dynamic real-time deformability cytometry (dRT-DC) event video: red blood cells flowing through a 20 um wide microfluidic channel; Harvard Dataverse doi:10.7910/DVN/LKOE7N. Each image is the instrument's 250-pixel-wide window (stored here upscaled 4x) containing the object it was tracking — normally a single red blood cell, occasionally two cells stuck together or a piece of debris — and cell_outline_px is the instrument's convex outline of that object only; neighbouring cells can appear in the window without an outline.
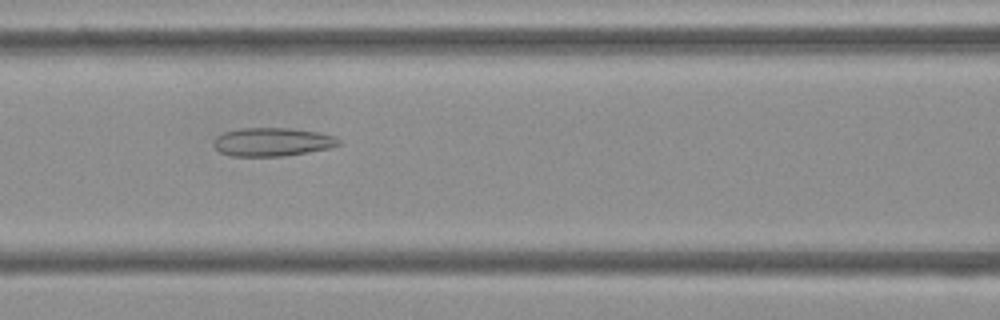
{"species": "Egyptian fruit bat (a non-hibernating species)", "species_latin": "Rousettus aegyptiacus", "temperature_condition": "cold", "stored_images_in_passage": 39, "camera_frame_rate_fps": 3000, "um_per_image_px": 0.085, "frame": {"image": 1, "passage_image": 8, "time_ms": 2.333, "image_size_px": [1000, 320], "cell_outline_px": [[340, 144], [332, 148], [284, 156], [232, 156], [220, 152], [212, 144], [212, 140], [216, 136], [224, 132], [240, 128], [292, 128], [316, 132], [336, 136], [340, 140]], "centroid_in_image_um": [23.14, 12.06], "position_along_channel_um": 143.5, "area_um2": 20.92}}
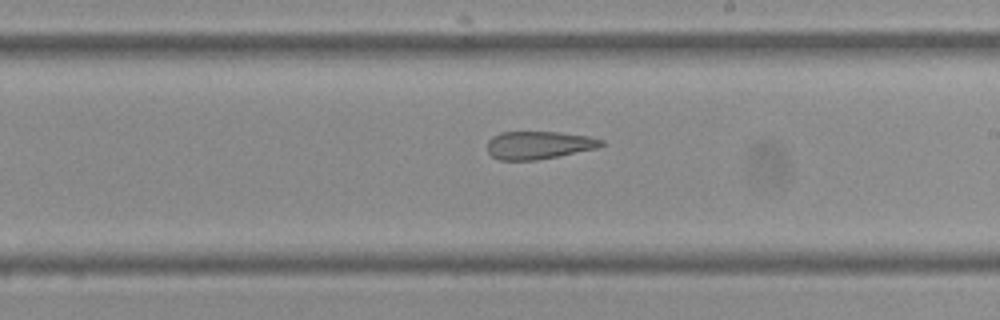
{"frame": {"image": 2, "passage_image": 16, "time_ms": 5.0, "image_size_px": [1000, 320], "cell_outline_px": [[604, 144], [600, 148], [560, 156], [536, 160], [500, 160], [492, 156], [488, 152], [488, 140], [492, 136], [500, 132], [560, 132], [588, 136], [604, 140]], "centroid_in_image_um": [45.83, 12.33], "position_along_channel_um": 243.2, "area_um2": 18.73}}
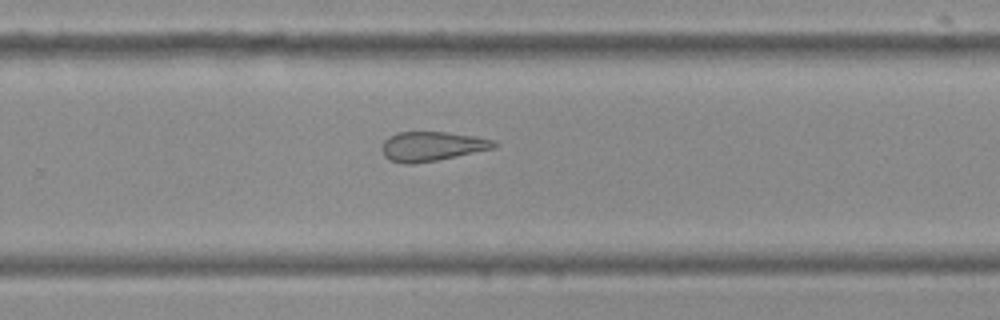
{"frame": {"image": 3, "passage_image": 20, "time_ms": 6.333, "image_size_px": [1000, 320], "cell_outline_px": [[500, 144], [496, 148], [436, 160], [412, 164], [400, 164], [388, 160], [384, 156], [380, 148], [380, 144], [388, 136], [396, 132], [444, 132], [476, 136], [496, 140]], "centroid_in_image_um": [36.69, 12.43], "position_along_channel_um": 293.1, "area_um2": 19.65}, "authors_computed_cell_mechanics": {"area_um2": 20.9236, "velocity_mm_per_s": 3.7453, "shape_relaxation_time_tau1_ms": null, "shape_relaxation_time_tau2_ms": 4.9642, "deformation_change_tau1": null, "deformation_change_tau2": 0.1693}}